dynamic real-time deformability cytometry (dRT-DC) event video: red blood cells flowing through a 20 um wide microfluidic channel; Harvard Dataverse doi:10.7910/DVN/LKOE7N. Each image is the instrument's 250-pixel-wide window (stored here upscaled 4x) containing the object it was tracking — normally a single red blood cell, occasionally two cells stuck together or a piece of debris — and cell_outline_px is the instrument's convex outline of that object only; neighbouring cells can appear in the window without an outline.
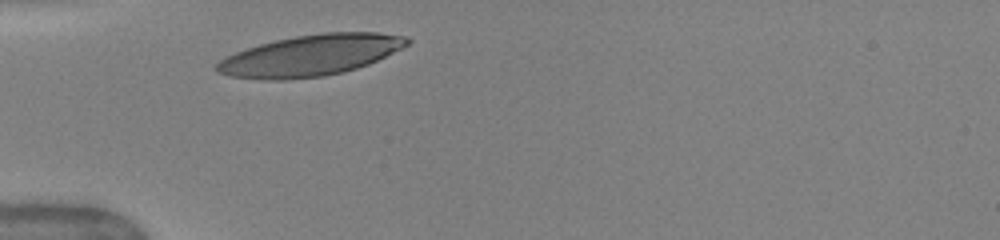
{"species": "human", "species_latin": "Homo sapiens", "temperature_condition": "warm", "stored_images_in_passage": 16, "camera_frame_rate_fps": 3000, "um_per_image_px": 0.085, "donor": {"sex": "female"}, "frame": {"image": 1, "passage_image": 1, "time_ms": 0.0, "image_size_px": [1000, 240], "cell_outline_px": [[412, 40], [408, 44], [368, 64], [344, 72], [320, 76], [284, 80], [260, 80], [232, 76], [216, 72], [216, 64], [224, 56], [260, 44], [276, 40], [296, 36], [324, 32], [376, 32], [404, 36]], "centroid_in_image_um": [26.35, 4.71], "position_along_channel_um": 58.6, "area_um2": 45.14}}
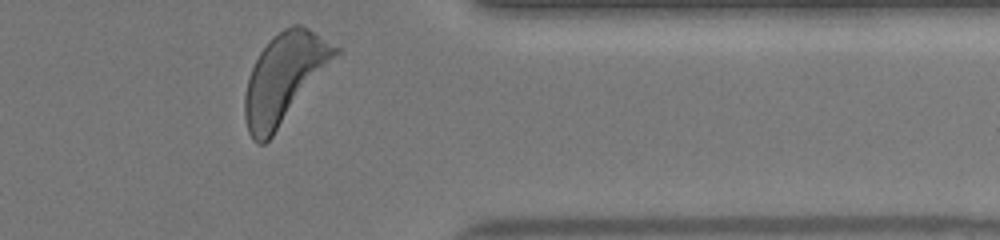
{"frame": {"image": 2, "passage_image": 16, "time_ms": 8.667, "image_size_px": [1000, 240], "cell_outline_px": [[344, 48], [272, 136], [264, 144], [256, 144], [252, 140], [248, 132], [244, 116], [244, 96], [248, 76], [260, 52], [272, 36], [284, 28], [292, 24], [300, 24], [308, 28]], "centroid_in_image_um": [24.17, 6.61], "position_along_channel_um": 387.2, "area_um2": 46.99}, "authors_computed_cell_mechanics": {"area_um2": 45.4308, "velocity_mm_per_s": 3.9837, "shape_relaxation_time_tau1_ms": 1.9438, "shape_relaxation_time_tau2_ms": null, "deformation_change_tau1": 0.1369, "deformation_change_tau2": null}}